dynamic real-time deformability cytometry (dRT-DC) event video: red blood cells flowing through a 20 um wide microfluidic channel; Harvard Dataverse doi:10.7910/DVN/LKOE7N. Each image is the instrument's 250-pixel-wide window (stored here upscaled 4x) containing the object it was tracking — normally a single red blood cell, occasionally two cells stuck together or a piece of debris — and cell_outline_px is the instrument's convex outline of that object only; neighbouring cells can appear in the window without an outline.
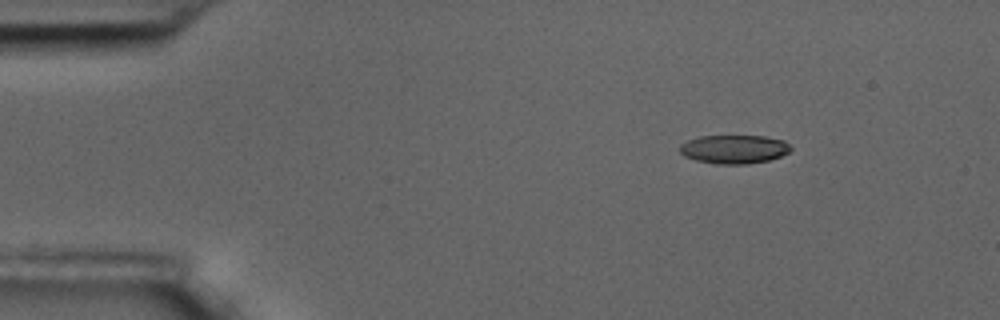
{"species": "common noctule bat (a hibernating species)", "species_latin": "Nyctalus noctula", "temperature_condition": "room temperature", "stored_images_in_passage": 8, "camera_frame_rate_fps": 3000, "um_per_image_px": 0.085, "animal": {"sex": "male", "body_mass_g": 17.5, "forearm_length_mm": 52.3}, "frame": {"image": 1, "passage_image": 1, "time_ms": 0.0, "image_size_px": [1000, 320], "cell_outline_px": [[792, 148], [788, 152], [780, 156], [768, 160], [748, 164], [716, 164], [696, 160], [684, 156], [680, 152], [680, 144], [688, 140], [700, 136], [764, 136], [784, 140]], "centroid_in_image_um": [62.38, 12.68], "position_along_channel_um": 22.6, "area_um2": 18.5}}
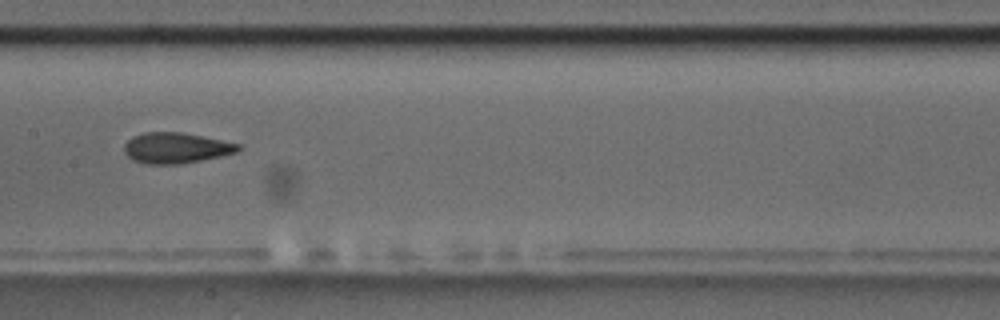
{"frame": {"image": 2, "passage_image": 7, "time_ms": 2.0, "image_size_px": [1000, 320], "cell_outline_px": [[244, 148], [236, 152], [220, 156], [180, 164], [148, 164], [136, 160], [128, 156], [124, 152], [124, 144], [132, 136], [144, 132], [180, 132], [240, 144]], "centroid_in_image_um": [14.95, 12.57], "position_along_channel_um": 192.4, "area_um2": 20.17}}
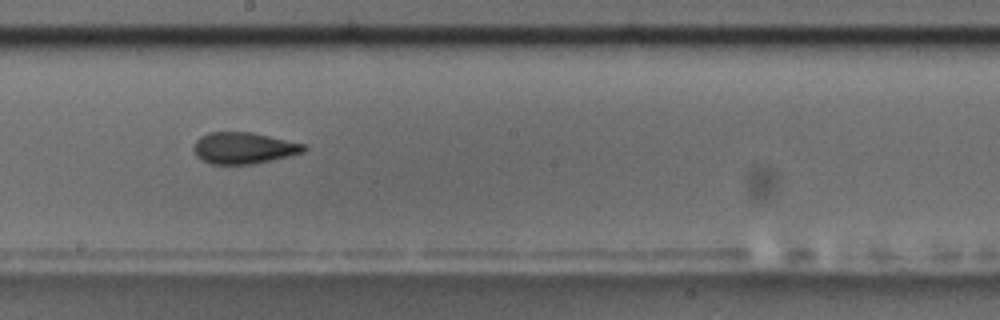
{"frame": {"image": 3, "passage_image": 8, "time_ms": 2.333, "image_size_px": [1000, 320], "cell_outline_px": [[308, 148], [304, 152], [288, 156], [252, 164], [212, 164], [200, 160], [196, 156], [192, 148], [196, 140], [200, 136], [208, 132], [252, 132], [304, 144]], "centroid_in_image_um": [20.67, 12.58], "position_along_channel_um": 227.5, "area_um2": 20.23}}